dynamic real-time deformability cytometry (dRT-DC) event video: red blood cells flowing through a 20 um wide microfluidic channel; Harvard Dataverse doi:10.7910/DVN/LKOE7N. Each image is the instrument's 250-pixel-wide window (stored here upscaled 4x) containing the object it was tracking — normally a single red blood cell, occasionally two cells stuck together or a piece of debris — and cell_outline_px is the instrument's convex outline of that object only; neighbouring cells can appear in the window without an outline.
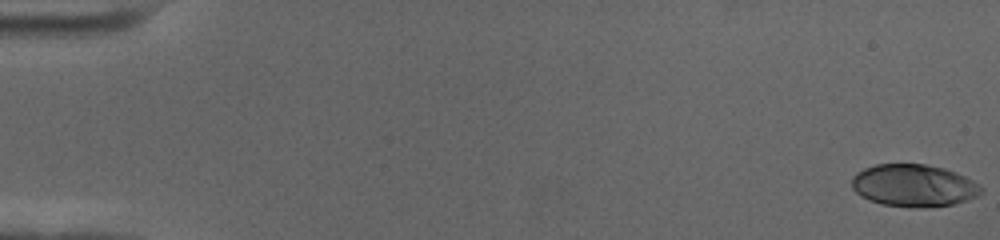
{"species": "human", "species_latin": "Homo sapiens", "temperature_condition": "cold", "stored_images_in_passage": 59, "camera_frame_rate_fps": 3000, "um_per_image_px": 0.085, "donor": {"sex": "female"}, "frame": {"image": 1, "passage_image": 1, "time_ms": 0.0, "image_size_px": [1000, 240], "cell_outline_px": [[984, 192], [976, 196], [952, 204], [924, 208], [912, 208], [880, 204], [868, 200], [860, 196], [852, 188], [852, 176], [856, 172], [864, 168], [876, 164], [924, 164], [944, 168], [956, 172], [980, 184]], "centroid_in_image_um": [77.64, 15.77], "position_along_channel_um": 7.4, "area_um2": 32.14}}
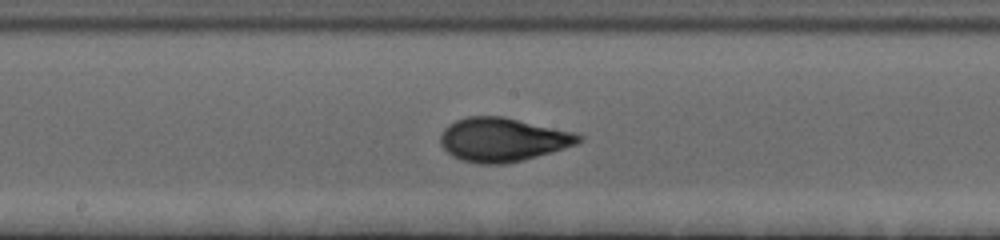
{"frame": {"image": 2, "passage_image": 32, "time_ms": 10.333, "image_size_px": [1000, 240], "cell_outline_px": [[584, 140], [576, 144], [524, 160], [504, 164], [476, 164], [460, 160], [452, 156], [440, 144], [440, 136], [444, 128], [456, 120], [468, 116], [500, 116], [572, 132], [584, 136]], "centroid_in_image_um": [42.69, 11.88], "position_along_channel_um": 205.5, "area_um2": 35.03}}
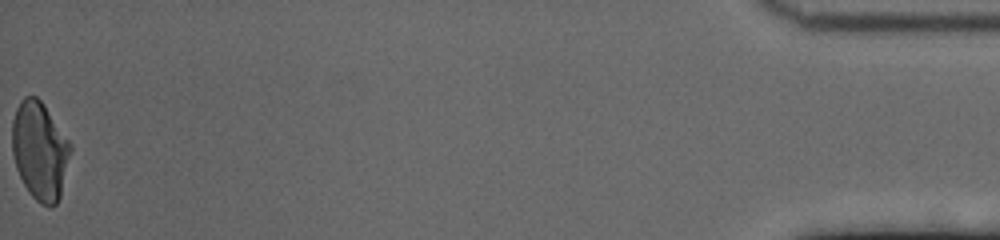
{"frame": {"image": 3, "passage_image": 59, "time_ms": 19.333, "image_size_px": [1000, 240], "cell_outline_px": [[72, 148], [60, 196], [56, 204], [52, 208], [48, 208], [40, 204], [28, 192], [16, 168], [12, 152], [12, 120], [16, 108], [20, 100], [24, 96], [36, 96], [44, 104], [72, 144]], "centroid_in_image_um": [3.38, 12.81], "position_along_channel_um": 431.8, "area_um2": 33.64}, "authors_computed_cell_mechanics": {"area_um2": 33.235, "velocity_mm_per_s": 3.5243, "shape_relaxation_time_tau1_ms": 4.5563, "shape_relaxation_time_tau2_ms": 0.875, "deformation_change_tau1": 0.1866, "deformation_change_tau2": 0.0639}}